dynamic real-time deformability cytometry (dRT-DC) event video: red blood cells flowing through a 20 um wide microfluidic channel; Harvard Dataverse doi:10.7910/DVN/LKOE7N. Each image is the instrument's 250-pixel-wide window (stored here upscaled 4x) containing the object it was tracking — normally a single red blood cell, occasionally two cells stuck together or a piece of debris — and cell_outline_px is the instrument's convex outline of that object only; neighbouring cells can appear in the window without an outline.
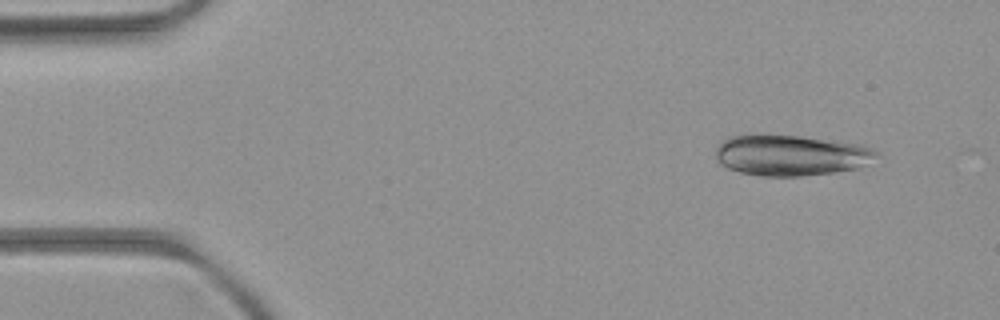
{"species": "common noctule bat (a hibernating species)", "species_latin": "Nyctalus noctula", "temperature_condition": "room temperature", "stored_images_in_passage": 5, "camera_frame_rate_fps": 3000, "um_per_image_px": 0.085, "animal": {"sex": "female", "body_mass_g": 21.9}, "frame": {"image": 1, "passage_image": 2, "time_ms": 1.0, "image_size_px": [1000, 320], "cell_outline_px": [[880, 156], [856, 168], [832, 172], [800, 176], [764, 176], [740, 172], [728, 168], [720, 164], [716, 160], [716, 148], [720, 140], [732, 136], [800, 136], [860, 144], [872, 148], [880, 152]], "centroid_in_image_um": [67.22, 13.2], "position_along_channel_um": 17.8, "area_um2": 37.8}}